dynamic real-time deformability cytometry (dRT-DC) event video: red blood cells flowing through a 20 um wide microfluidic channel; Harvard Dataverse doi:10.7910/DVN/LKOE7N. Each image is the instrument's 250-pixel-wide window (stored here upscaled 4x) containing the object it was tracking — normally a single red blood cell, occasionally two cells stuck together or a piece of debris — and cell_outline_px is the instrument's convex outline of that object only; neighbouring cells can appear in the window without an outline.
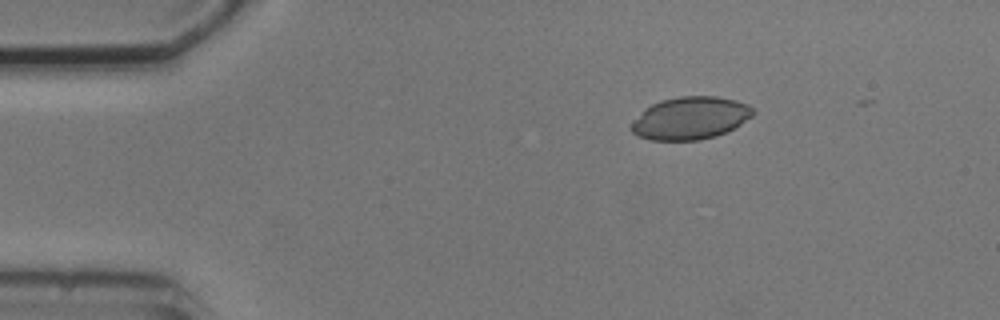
{"species": "common noctule bat (a hibernating species)", "species_latin": "Nyctalus noctula", "temperature_condition": "cold", "stored_images_in_passage": 5, "camera_frame_rate_fps": 3000, "um_per_image_px": 0.085, "animal": {"sex": "male", "body_mass_g": 20.5, "forearm_length_mm": 52.5}, "frame": {"image": 1, "passage_image": 2, "time_ms": 1.333, "image_size_px": [1000, 320], "cell_outline_px": [[756, 112], [752, 116], [728, 132], [716, 136], [700, 140], [648, 140], [636, 136], [628, 128], [632, 120], [644, 108], [660, 100], [680, 96], [716, 96], [736, 100], [748, 104]], "centroid_in_image_um": [58.64, 10.04], "position_along_channel_um": 26.4, "area_um2": 30.69}}